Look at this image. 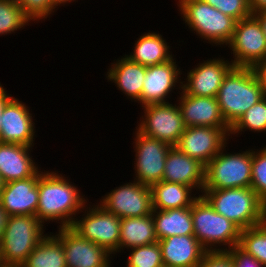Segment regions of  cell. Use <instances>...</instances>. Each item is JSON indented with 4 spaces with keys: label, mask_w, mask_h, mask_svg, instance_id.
<instances>
[{
    "label": "cell",
    "mask_w": 266,
    "mask_h": 267,
    "mask_svg": "<svg viewBox=\"0 0 266 267\" xmlns=\"http://www.w3.org/2000/svg\"><path fill=\"white\" fill-rule=\"evenodd\" d=\"M39 171L38 206L36 217L45 225L47 221L60 220L59 228L71 227L76 214L82 213L87 204L80 190L66 177L54 171ZM75 215V216H74Z\"/></svg>",
    "instance_id": "obj_1"
},
{
    "label": "cell",
    "mask_w": 266,
    "mask_h": 267,
    "mask_svg": "<svg viewBox=\"0 0 266 267\" xmlns=\"http://www.w3.org/2000/svg\"><path fill=\"white\" fill-rule=\"evenodd\" d=\"M266 93L252 67H233L224 77L217 94L221 114L231 128Z\"/></svg>",
    "instance_id": "obj_2"
},
{
    "label": "cell",
    "mask_w": 266,
    "mask_h": 267,
    "mask_svg": "<svg viewBox=\"0 0 266 267\" xmlns=\"http://www.w3.org/2000/svg\"><path fill=\"white\" fill-rule=\"evenodd\" d=\"M202 196L241 230L266 222V203L251 187L203 189Z\"/></svg>",
    "instance_id": "obj_3"
},
{
    "label": "cell",
    "mask_w": 266,
    "mask_h": 267,
    "mask_svg": "<svg viewBox=\"0 0 266 267\" xmlns=\"http://www.w3.org/2000/svg\"><path fill=\"white\" fill-rule=\"evenodd\" d=\"M191 215L193 235L206 250H227L239 244L241 229L217 213L200 194L191 206Z\"/></svg>",
    "instance_id": "obj_4"
},
{
    "label": "cell",
    "mask_w": 266,
    "mask_h": 267,
    "mask_svg": "<svg viewBox=\"0 0 266 267\" xmlns=\"http://www.w3.org/2000/svg\"><path fill=\"white\" fill-rule=\"evenodd\" d=\"M177 3L186 25L198 37L220 47L230 42L237 22L235 19L202 0H178Z\"/></svg>",
    "instance_id": "obj_5"
},
{
    "label": "cell",
    "mask_w": 266,
    "mask_h": 267,
    "mask_svg": "<svg viewBox=\"0 0 266 267\" xmlns=\"http://www.w3.org/2000/svg\"><path fill=\"white\" fill-rule=\"evenodd\" d=\"M43 226L36 216H9L0 242L2 264L21 267L46 235Z\"/></svg>",
    "instance_id": "obj_6"
},
{
    "label": "cell",
    "mask_w": 266,
    "mask_h": 267,
    "mask_svg": "<svg viewBox=\"0 0 266 267\" xmlns=\"http://www.w3.org/2000/svg\"><path fill=\"white\" fill-rule=\"evenodd\" d=\"M225 147L205 166L204 189L248 188L252 182V149L224 153Z\"/></svg>",
    "instance_id": "obj_7"
},
{
    "label": "cell",
    "mask_w": 266,
    "mask_h": 267,
    "mask_svg": "<svg viewBox=\"0 0 266 267\" xmlns=\"http://www.w3.org/2000/svg\"><path fill=\"white\" fill-rule=\"evenodd\" d=\"M89 206L85 205L83 216L79 220L76 218L71 228L82 238L102 246L110 254H116L119 249L120 218L100 204Z\"/></svg>",
    "instance_id": "obj_8"
},
{
    "label": "cell",
    "mask_w": 266,
    "mask_h": 267,
    "mask_svg": "<svg viewBox=\"0 0 266 267\" xmlns=\"http://www.w3.org/2000/svg\"><path fill=\"white\" fill-rule=\"evenodd\" d=\"M144 115L136 127L140 133L175 146L185 130L178 104L158 103L145 105Z\"/></svg>",
    "instance_id": "obj_9"
},
{
    "label": "cell",
    "mask_w": 266,
    "mask_h": 267,
    "mask_svg": "<svg viewBox=\"0 0 266 267\" xmlns=\"http://www.w3.org/2000/svg\"><path fill=\"white\" fill-rule=\"evenodd\" d=\"M235 67H254L266 58V37L261 24L252 14L236 22L232 39L227 44Z\"/></svg>",
    "instance_id": "obj_10"
},
{
    "label": "cell",
    "mask_w": 266,
    "mask_h": 267,
    "mask_svg": "<svg viewBox=\"0 0 266 267\" xmlns=\"http://www.w3.org/2000/svg\"><path fill=\"white\" fill-rule=\"evenodd\" d=\"M102 198L99 204L120 219L143 217L153 212L150 186L136 180L116 187Z\"/></svg>",
    "instance_id": "obj_11"
},
{
    "label": "cell",
    "mask_w": 266,
    "mask_h": 267,
    "mask_svg": "<svg viewBox=\"0 0 266 267\" xmlns=\"http://www.w3.org/2000/svg\"><path fill=\"white\" fill-rule=\"evenodd\" d=\"M134 170L136 181L151 186L162 181L167 153L172 147L166 142L135 131ZM136 162V163H135Z\"/></svg>",
    "instance_id": "obj_12"
},
{
    "label": "cell",
    "mask_w": 266,
    "mask_h": 267,
    "mask_svg": "<svg viewBox=\"0 0 266 267\" xmlns=\"http://www.w3.org/2000/svg\"><path fill=\"white\" fill-rule=\"evenodd\" d=\"M229 132L224 127H186L175 147L206 166L228 144Z\"/></svg>",
    "instance_id": "obj_13"
},
{
    "label": "cell",
    "mask_w": 266,
    "mask_h": 267,
    "mask_svg": "<svg viewBox=\"0 0 266 267\" xmlns=\"http://www.w3.org/2000/svg\"><path fill=\"white\" fill-rule=\"evenodd\" d=\"M54 235L62 243L67 267H111L112 254L71 227L59 228Z\"/></svg>",
    "instance_id": "obj_14"
},
{
    "label": "cell",
    "mask_w": 266,
    "mask_h": 267,
    "mask_svg": "<svg viewBox=\"0 0 266 267\" xmlns=\"http://www.w3.org/2000/svg\"><path fill=\"white\" fill-rule=\"evenodd\" d=\"M174 59L172 58L162 64L146 66L141 99L138 101L141 107L150 104L167 103L166 98L169 97V93L173 92L175 87L179 86L178 89H182V81L181 77H179L182 73Z\"/></svg>",
    "instance_id": "obj_15"
},
{
    "label": "cell",
    "mask_w": 266,
    "mask_h": 267,
    "mask_svg": "<svg viewBox=\"0 0 266 267\" xmlns=\"http://www.w3.org/2000/svg\"><path fill=\"white\" fill-rule=\"evenodd\" d=\"M233 67V63L223 57L208 59L187 72L182 90L192 96L217 97L224 77Z\"/></svg>",
    "instance_id": "obj_16"
},
{
    "label": "cell",
    "mask_w": 266,
    "mask_h": 267,
    "mask_svg": "<svg viewBox=\"0 0 266 267\" xmlns=\"http://www.w3.org/2000/svg\"><path fill=\"white\" fill-rule=\"evenodd\" d=\"M29 107L13 97L5 106L1 117L0 142L33 147L35 143V123Z\"/></svg>",
    "instance_id": "obj_17"
},
{
    "label": "cell",
    "mask_w": 266,
    "mask_h": 267,
    "mask_svg": "<svg viewBox=\"0 0 266 267\" xmlns=\"http://www.w3.org/2000/svg\"><path fill=\"white\" fill-rule=\"evenodd\" d=\"M181 91V95L176 101L185 127H224L230 133V127L221 114L216 97L192 96L186 94L182 89Z\"/></svg>",
    "instance_id": "obj_18"
},
{
    "label": "cell",
    "mask_w": 266,
    "mask_h": 267,
    "mask_svg": "<svg viewBox=\"0 0 266 267\" xmlns=\"http://www.w3.org/2000/svg\"><path fill=\"white\" fill-rule=\"evenodd\" d=\"M39 171L31 178L4 183L0 204L9 216H36Z\"/></svg>",
    "instance_id": "obj_19"
},
{
    "label": "cell",
    "mask_w": 266,
    "mask_h": 267,
    "mask_svg": "<svg viewBox=\"0 0 266 267\" xmlns=\"http://www.w3.org/2000/svg\"><path fill=\"white\" fill-rule=\"evenodd\" d=\"M163 181L180 183L203 192L205 166L172 146L167 153Z\"/></svg>",
    "instance_id": "obj_20"
},
{
    "label": "cell",
    "mask_w": 266,
    "mask_h": 267,
    "mask_svg": "<svg viewBox=\"0 0 266 267\" xmlns=\"http://www.w3.org/2000/svg\"><path fill=\"white\" fill-rule=\"evenodd\" d=\"M158 243L164 267H197L206 251L194 235H174Z\"/></svg>",
    "instance_id": "obj_21"
},
{
    "label": "cell",
    "mask_w": 266,
    "mask_h": 267,
    "mask_svg": "<svg viewBox=\"0 0 266 267\" xmlns=\"http://www.w3.org/2000/svg\"><path fill=\"white\" fill-rule=\"evenodd\" d=\"M32 149L21 144L0 142V175L4 183L31 178L40 170L30 156Z\"/></svg>",
    "instance_id": "obj_22"
},
{
    "label": "cell",
    "mask_w": 266,
    "mask_h": 267,
    "mask_svg": "<svg viewBox=\"0 0 266 267\" xmlns=\"http://www.w3.org/2000/svg\"><path fill=\"white\" fill-rule=\"evenodd\" d=\"M110 66L106 74L107 80L113 81L127 98L138 102L141 99L146 66L133 62L126 56Z\"/></svg>",
    "instance_id": "obj_23"
},
{
    "label": "cell",
    "mask_w": 266,
    "mask_h": 267,
    "mask_svg": "<svg viewBox=\"0 0 266 267\" xmlns=\"http://www.w3.org/2000/svg\"><path fill=\"white\" fill-rule=\"evenodd\" d=\"M158 240L174 235H193L191 206L168 210L153 209L151 213Z\"/></svg>",
    "instance_id": "obj_24"
},
{
    "label": "cell",
    "mask_w": 266,
    "mask_h": 267,
    "mask_svg": "<svg viewBox=\"0 0 266 267\" xmlns=\"http://www.w3.org/2000/svg\"><path fill=\"white\" fill-rule=\"evenodd\" d=\"M157 241L152 214L120 219L119 249L116 252L121 253L125 248L131 249L153 244Z\"/></svg>",
    "instance_id": "obj_25"
},
{
    "label": "cell",
    "mask_w": 266,
    "mask_h": 267,
    "mask_svg": "<svg viewBox=\"0 0 266 267\" xmlns=\"http://www.w3.org/2000/svg\"><path fill=\"white\" fill-rule=\"evenodd\" d=\"M133 52L130 55H125L131 61L144 66L158 65L168 62L173 58L170 53L166 39L161 34L150 31L142 34L135 41Z\"/></svg>",
    "instance_id": "obj_26"
},
{
    "label": "cell",
    "mask_w": 266,
    "mask_h": 267,
    "mask_svg": "<svg viewBox=\"0 0 266 267\" xmlns=\"http://www.w3.org/2000/svg\"><path fill=\"white\" fill-rule=\"evenodd\" d=\"M153 209L168 210L192 206L198 198L192 196L193 189L180 183L160 181L150 186Z\"/></svg>",
    "instance_id": "obj_27"
},
{
    "label": "cell",
    "mask_w": 266,
    "mask_h": 267,
    "mask_svg": "<svg viewBox=\"0 0 266 267\" xmlns=\"http://www.w3.org/2000/svg\"><path fill=\"white\" fill-rule=\"evenodd\" d=\"M21 267H67L62 243L53 233L46 234Z\"/></svg>",
    "instance_id": "obj_28"
},
{
    "label": "cell",
    "mask_w": 266,
    "mask_h": 267,
    "mask_svg": "<svg viewBox=\"0 0 266 267\" xmlns=\"http://www.w3.org/2000/svg\"><path fill=\"white\" fill-rule=\"evenodd\" d=\"M238 246L266 266V222L241 230Z\"/></svg>",
    "instance_id": "obj_29"
},
{
    "label": "cell",
    "mask_w": 266,
    "mask_h": 267,
    "mask_svg": "<svg viewBox=\"0 0 266 267\" xmlns=\"http://www.w3.org/2000/svg\"><path fill=\"white\" fill-rule=\"evenodd\" d=\"M245 129V130H244ZM247 130L253 132L266 131V96L258 103L250 107L239 120L230 128L229 136L239 135Z\"/></svg>",
    "instance_id": "obj_30"
},
{
    "label": "cell",
    "mask_w": 266,
    "mask_h": 267,
    "mask_svg": "<svg viewBox=\"0 0 266 267\" xmlns=\"http://www.w3.org/2000/svg\"><path fill=\"white\" fill-rule=\"evenodd\" d=\"M29 22L15 0H0V36L24 29Z\"/></svg>",
    "instance_id": "obj_31"
},
{
    "label": "cell",
    "mask_w": 266,
    "mask_h": 267,
    "mask_svg": "<svg viewBox=\"0 0 266 267\" xmlns=\"http://www.w3.org/2000/svg\"><path fill=\"white\" fill-rule=\"evenodd\" d=\"M130 251L126 262L127 267H164L158 241L153 244L131 248Z\"/></svg>",
    "instance_id": "obj_32"
},
{
    "label": "cell",
    "mask_w": 266,
    "mask_h": 267,
    "mask_svg": "<svg viewBox=\"0 0 266 267\" xmlns=\"http://www.w3.org/2000/svg\"><path fill=\"white\" fill-rule=\"evenodd\" d=\"M252 182L250 187L266 203V147L252 150Z\"/></svg>",
    "instance_id": "obj_33"
},
{
    "label": "cell",
    "mask_w": 266,
    "mask_h": 267,
    "mask_svg": "<svg viewBox=\"0 0 266 267\" xmlns=\"http://www.w3.org/2000/svg\"><path fill=\"white\" fill-rule=\"evenodd\" d=\"M236 21L252 15L249 0H202Z\"/></svg>",
    "instance_id": "obj_34"
},
{
    "label": "cell",
    "mask_w": 266,
    "mask_h": 267,
    "mask_svg": "<svg viewBox=\"0 0 266 267\" xmlns=\"http://www.w3.org/2000/svg\"><path fill=\"white\" fill-rule=\"evenodd\" d=\"M29 21L44 20L54 13L55 7L50 0H15Z\"/></svg>",
    "instance_id": "obj_35"
},
{
    "label": "cell",
    "mask_w": 266,
    "mask_h": 267,
    "mask_svg": "<svg viewBox=\"0 0 266 267\" xmlns=\"http://www.w3.org/2000/svg\"><path fill=\"white\" fill-rule=\"evenodd\" d=\"M197 267H234L228 250H206Z\"/></svg>",
    "instance_id": "obj_36"
},
{
    "label": "cell",
    "mask_w": 266,
    "mask_h": 267,
    "mask_svg": "<svg viewBox=\"0 0 266 267\" xmlns=\"http://www.w3.org/2000/svg\"><path fill=\"white\" fill-rule=\"evenodd\" d=\"M227 250L231 253L234 267H266L252 255L247 254L238 245Z\"/></svg>",
    "instance_id": "obj_37"
},
{
    "label": "cell",
    "mask_w": 266,
    "mask_h": 267,
    "mask_svg": "<svg viewBox=\"0 0 266 267\" xmlns=\"http://www.w3.org/2000/svg\"><path fill=\"white\" fill-rule=\"evenodd\" d=\"M256 76L258 77L265 93H266V58L260 60L254 67Z\"/></svg>",
    "instance_id": "obj_38"
},
{
    "label": "cell",
    "mask_w": 266,
    "mask_h": 267,
    "mask_svg": "<svg viewBox=\"0 0 266 267\" xmlns=\"http://www.w3.org/2000/svg\"><path fill=\"white\" fill-rule=\"evenodd\" d=\"M6 89L2 86L0 83V134H1V129H2V122H1V117L3 115V110L6 106V104L13 98L12 95H9Z\"/></svg>",
    "instance_id": "obj_39"
},
{
    "label": "cell",
    "mask_w": 266,
    "mask_h": 267,
    "mask_svg": "<svg viewBox=\"0 0 266 267\" xmlns=\"http://www.w3.org/2000/svg\"><path fill=\"white\" fill-rule=\"evenodd\" d=\"M252 14L266 10V0H249Z\"/></svg>",
    "instance_id": "obj_40"
},
{
    "label": "cell",
    "mask_w": 266,
    "mask_h": 267,
    "mask_svg": "<svg viewBox=\"0 0 266 267\" xmlns=\"http://www.w3.org/2000/svg\"><path fill=\"white\" fill-rule=\"evenodd\" d=\"M9 215L3 209L2 205L0 204V242L2 240L4 229L7 225Z\"/></svg>",
    "instance_id": "obj_41"
},
{
    "label": "cell",
    "mask_w": 266,
    "mask_h": 267,
    "mask_svg": "<svg viewBox=\"0 0 266 267\" xmlns=\"http://www.w3.org/2000/svg\"><path fill=\"white\" fill-rule=\"evenodd\" d=\"M261 24L263 33L266 37V10L253 14Z\"/></svg>",
    "instance_id": "obj_42"
},
{
    "label": "cell",
    "mask_w": 266,
    "mask_h": 267,
    "mask_svg": "<svg viewBox=\"0 0 266 267\" xmlns=\"http://www.w3.org/2000/svg\"><path fill=\"white\" fill-rule=\"evenodd\" d=\"M52 5L57 8L58 6H61L62 4L65 5L66 3L74 2L75 0H50ZM61 4V5H60Z\"/></svg>",
    "instance_id": "obj_43"
},
{
    "label": "cell",
    "mask_w": 266,
    "mask_h": 267,
    "mask_svg": "<svg viewBox=\"0 0 266 267\" xmlns=\"http://www.w3.org/2000/svg\"><path fill=\"white\" fill-rule=\"evenodd\" d=\"M3 186H4V182H3L2 178H1V175H0V193H1L2 189H3Z\"/></svg>",
    "instance_id": "obj_44"
},
{
    "label": "cell",
    "mask_w": 266,
    "mask_h": 267,
    "mask_svg": "<svg viewBox=\"0 0 266 267\" xmlns=\"http://www.w3.org/2000/svg\"><path fill=\"white\" fill-rule=\"evenodd\" d=\"M0 267H16V266H11V265L0 264Z\"/></svg>",
    "instance_id": "obj_45"
}]
</instances>
